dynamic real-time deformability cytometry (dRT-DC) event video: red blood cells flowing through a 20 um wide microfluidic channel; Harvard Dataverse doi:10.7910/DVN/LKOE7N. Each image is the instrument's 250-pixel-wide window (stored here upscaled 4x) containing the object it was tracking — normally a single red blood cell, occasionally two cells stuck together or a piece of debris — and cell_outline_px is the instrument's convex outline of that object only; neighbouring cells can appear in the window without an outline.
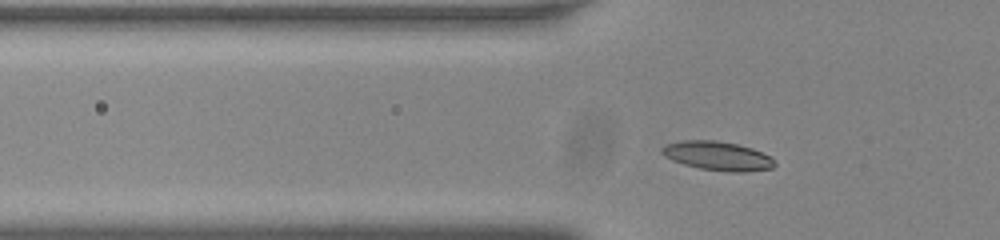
{"species": "common noctule bat (a hibernating species)", "species_latin": "Nyctalus noctula", "temperature_condition": "room temperature", "stored_images_in_passage": 40, "camera_frame_rate_fps": 3000, "um_per_image_px": 0.085, "animal": {"sex": "male", "body_mass_g": 20.0, "forearm_length_mm": 53.3}, "frame": {"image": 1, "passage_image": 3, "time_ms": 0.667, "image_size_px": [1000, 240], "cell_outline_px": [[776, 164], [772, 168], [744, 172], [728, 172], [700, 168], [684, 164], [672, 160], [664, 156], [660, 152], [660, 148], [664, 144], [684, 140], [716, 140], [736, 144], [752, 148], [772, 156]], "centroid_in_image_um": [60.99, 13.24], "position_along_channel_um": 64.8, "area_um2": 19.19}}
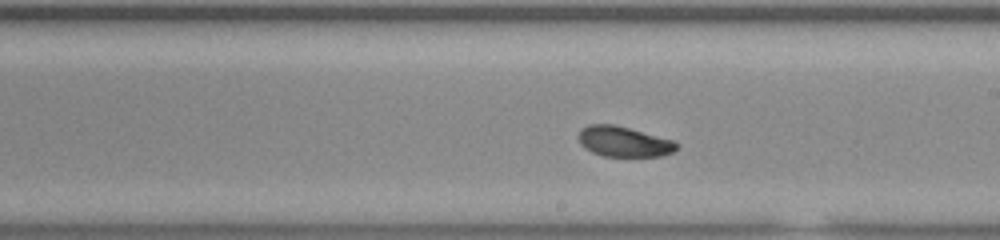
{"frame": {"image": 2, "passage_image": 17, "time_ms": 5.333, "image_size_px": [1000, 240], "cell_outline_px": [[680, 148], [672, 152], [660, 156], [604, 156], [592, 152], [584, 148], [580, 144], [580, 128], [588, 124], [612, 124], [676, 140], [680, 144]], "centroid_in_image_um": [53.07, 12.03], "position_along_channel_um": 235.9, "area_um2": 17.46}}
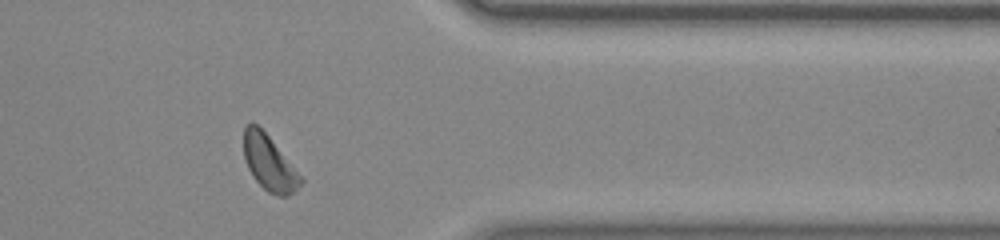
{"frame": {"image": 3, "passage_image": 30, "time_ms": 9.667, "image_size_px": [1000, 240], "cell_outline_px": [[304, 180], [288, 196], [280, 196], [268, 192], [252, 176], [244, 160], [244, 128], [248, 124], [256, 124], [268, 136]], "centroid_in_image_um": [22.85, 13.87], "position_along_channel_um": 388.5, "area_um2": 17.69}, "authors_computed_cell_mechanics": {"area_um2": 17.7735, "velocity_mm_per_s": 3.7657, "shape_relaxation_time_tau1_ms": 1.6697, "shape_relaxation_time_tau2_ms": 7.8739, "deformation_change_tau1": 0.0921, "deformation_change_tau2": 0.1555}}